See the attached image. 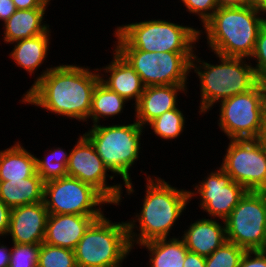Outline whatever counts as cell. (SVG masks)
Returning <instances> with one entry per match:
<instances>
[{"mask_svg":"<svg viewBox=\"0 0 266 267\" xmlns=\"http://www.w3.org/2000/svg\"><path fill=\"white\" fill-rule=\"evenodd\" d=\"M264 14L266 13L246 5L219 7L202 26L205 30H199V37L206 34L207 47L214 54L248 60L266 22Z\"/></svg>","mask_w":266,"mask_h":267,"instance_id":"cell-3","label":"cell"},{"mask_svg":"<svg viewBox=\"0 0 266 267\" xmlns=\"http://www.w3.org/2000/svg\"><path fill=\"white\" fill-rule=\"evenodd\" d=\"M145 176L146 193L141 211L127 220L132 249L148 241L169 238L173 226L190 203L189 190L177 189L161 177Z\"/></svg>","mask_w":266,"mask_h":267,"instance_id":"cell-2","label":"cell"},{"mask_svg":"<svg viewBox=\"0 0 266 267\" xmlns=\"http://www.w3.org/2000/svg\"><path fill=\"white\" fill-rule=\"evenodd\" d=\"M264 196H265V199H266V189L264 191H262Z\"/></svg>","mask_w":266,"mask_h":267,"instance_id":"cell-43","label":"cell"},{"mask_svg":"<svg viewBox=\"0 0 266 267\" xmlns=\"http://www.w3.org/2000/svg\"><path fill=\"white\" fill-rule=\"evenodd\" d=\"M140 76L145 87L187 85L191 60L197 52H146L138 49H115Z\"/></svg>","mask_w":266,"mask_h":267,"instance_id":"cell-9","label":"cell"},{"mask_svg":"<svg viewBox=\"0 0 266 267\" xmlns=\"http://www.w3.org/2000/svg\"><path fill=\"white\" fill-rule=\"evenodd\" d=\"M128 101L110 90L106 85L99 81L94 89L92 96L91 111L89 119L93 125L100 124L101 118L115 117L121 115Z\"/></svg>","mask_w":266,"mask_h":267,"instance_id":"cell-25","label":"cell"},{"mask_svg":"<svg viewBox=\"0 0 266 267\" xmlns=\"http://www.w3.org/2000/svg\"><path fill=\"white\" fill-rule=\"evenodd\" d=\"M115 49H138L146 52H194L201 39L193 26L151 19L116 26ZM194 49V50H193Z\"/></svg>","mask_w":266,"mask_h":267,"instance_id":"cell-5","label":"cell"},{"mask_svg":"<svg viewBox=\"0 0 266 267\" xmlns=\"http://www.w3.org/2000/svg\"><path fill=\"white\" fill-rule=\"evenodd\" d=\"M250 59L252 62L254 60L257 63L253 68L259 78L266 80V22L258 34L253 53L248 61H251Z\"/></svg>","mask_w":266,"mask_h":267,"instance_id":"cell-32","label":"cell"},{"mask_svg":"<svg viewBox=\"0 0 266 267\" xmlns=\"http://www.w3.org/2000/svg\"><path fill=\"white\" fill-rule=\"evenodd\" d=\"M17 9L48 8L42 0H13Z\"/></svg>","mask_w":266,"mask_h":267,"instance_id":"cell-37","label":"cell"},{"mask_svg":"<svg viewBox=\"0 0 266 267\" xmlns=\"http://www.w3.org/2000/svg\"><path fill=\"white\" fill-rule=\"evenodd\" d=\"M219 7L244 6L245 0H217Z\"/></svg>","mask_w":266,"mask_h":267,"instance_id":"cell-40","label":"cell"},{"mask_svg":"<svg viewBox=\"0 0 266 267\" xmlns=\"http://www.w3.org/2000/svg\"><path fill=\"white\" fill-rule=\"evenodd\" d=\"M45 4H47V5H50L49 3H51L50 1L51 0H42Z\"/></svg>","mask_w":266,"mask_h":267,"instance_id":"cell-42","label":"cell"},{"mask_svg":"<svg viewBox=\"0 0 266 267\" xmlns=\"http://www.w3.org/2000/svg\"><path fill=\"white\" fill-rule=\"evenodd\" d=\"M258 142L261 144L262 148L266 151V121L262 127L260 134L257 138Z\"/></svg>","mask_w":266,"mask_h":267,"instance_id":"cell-41","label":"cell"},{"mask_svg":"<svg viewBox=\"0 0 266 267\" xmlns=\"http://www.w3.org/2000/svg\"><path fill=\"white\" fill-rule=\"evenodd\" d=\"M214 55L219 58V65L208 63L198 54L191 60V69L200 81L198 112L201 115L209 113L218 102L251 90L261 80L246 58Z\"/></svg>","mask_w":266,"mask_h":267,"instance_id":"cell-4","label":"cell"},{"mask_svg":"<svg viewBox=\"0 0 266 267\" xmlns=\"http://www.w3.org/2000/svg\"><path fill=\"white\" fill-rule=\"evenodd\" d=\"M220 167L247 191L266 189V151L257 139H229Z\"/></svg>","mask_w":266,"mask_h":267,"instance_id":"cell-12","label":"cell"},{"mask_svg":"<svg viewBox=\"0 0 266 267\" xmlns=\"http://www.w3.org/2000/svg\"><path fill=\"white\" fill-rule=\"evenodd\" d=\"M219 104L218 128L228 139H257L266 121V80Z\"/></svg>","mask_w":266,"mask_h":267,"instance_id":"cell-8","label":"cell"},{"mask_svg":"<svg viewBox=\"0 0 266 267\" xmlns=\"http://www.w3.org/2000/svg\"><path fill=\"white\" fill-rule=\"evenodd\" d=\"M176 109L164 112L162 115L152 120L147 126H150L152 133L164 140L177 139L185 130L186 118L183 112Z\"/></svg>","mask_w":266,"mask_h":267,"instance_id":"cell-27","label":"cell"},{"mask_svg":"<svg viewBox=\"0 0 266 267\" xmlns=\"http://www.w3.org/2000/svg\"><path fill=\"white\" fill-rule=\"evenodd\" d=\"M11 208L0 199V238H6L10 223Z\"/></svg>","mask_w":266,"mask_h":267,"instance_id":"cell-34","label":"cell"},{"mask_svg":"<svg viewBox=\"0 0 266 267\" xmlns=\"http://www.w3.org/2000/svg\"><path fill=\"white\" fill-rule=\"evenodd\" d=\"M43 202L49 214L82 216H104L102 207L111 205L94 187L70 176L44 183Z\"/></svg>","mask_w":266,"mask_h":267,"instance_id":"cell-10","label":"cell"},{"mask_svg":"<svg viewBox=\"0 0 266 267\" xmlns=\"http://www.w3.org/2000/svg\"><path fill=\"white\" fill-rule=\"evenodd\" d=\"M11 244L9 267H37L40 245Z\"/></svg>","mask_w":266,"mask_h":267,"instance_id":"cell-30","label":"cell"},{"mask_svg":"<svg viewBox=\"0 0 266 267\" xmlns=\"http://www.w3.org/2000/svg\"><path fill=\"white\" fill-rule=\"evenodd\" d=\"M226 238L246 251L266 250V199L247 191L225 220Z\"/></svg>","mask_w":266,"mask_h":267,"instance_id":"cell-11","label":"cell"},{"mask_svg":"<svg viewBox=\"0 0 266 267\" xmlns=\"http://www.w3.org/2000/svg\"><path fill=\"white\" fill-rule=\"evenodd\" d=\"M222 223L206 217L191 222L181 236L188 251L207 257L221 247L227 241L225 221Z\"/></svg>","mask_w":266,"mask_h":267,"instance_id":"cell-19","label":"cell"},{"mask_svg":"<svg viewBox=\"0 0 266 267\" xmlns=\"http://www.w3.org/2000/svg\"><path fill=\"white\" fill-rule=\"evenodd\" d=\"M239 267H266V250L245 251Z\"/></svg>","mask_w":266,"mask_h":267,"instance_id":"cell-33","label":"cell"},{"mask_svg":"<svg viewBox=\"0 0 266 267\" xmlns=\"http://www.w3.org/2000/svg\"><path fill=\"white\" fill-rule=\"evenodd\" d=\"M47 8L17 9L10 18L3 23V41L11 44L18 40L32 38L46 33L50 28L46 24L45 12Z\"/></svg>","mask_w":266,"mask_h":267,"instance_id":"cell-20","label":"cell"},{"mask_svg":"<svg viewBox=\"0 0 266 267\" xmlns=\"http://www.w3.org/2000/svg\"><path fill=\"white\" fill-rule=\"evenodd\" d=\"M105 216L95 220L76 245L77 267H122L133 250L127 221L113 222Z\"/></svg>","mask_w":266,"mask_h":267,"instance_id":"cell-7","label":"cell"},{"mask_svg":"<svg viewBox=\"0 0 266 267\" xmlns=\"http://www.w3.org/2000/svg\"><path fill=\"white\" fill-rule=\"evenodd\" d=\"M88 129L84 135L94 145L104 165L111 174L122 178L126 195L133 194L135 190L130 171L140 157V140L145 129L136 120L109 126L97 124Z\"/></svg>","mask_w":266,"mask_h":267,"instance_id":"cell-6","label":"cell"},{"mask_svg":"<svg viewBox=\"0 0 266 267\" xmlns=\"http://www.w3.org/2000/svg\"><path fill=\"white\" fill-rule=\"evenodd\" d=\"M194 184L195 188L190 191V201L193 197L200 198V208L208 214V217L225 221L239 200L247 190L232 180L221 167L211 171L203 180ZM196 192V193H195ZM199 194V195H198Z\"/></svg>","mask_w":266,"mask_h":267,"instance_id":"cell-14","label":"cell"},{"mask_svg":"<svg viewBox=\"0 0 266 267\" xmlns=\"http://www.w3.org/2000/svg\"><path fill=\"white\" fill-rule=\"evenodd\" d=\"M183 267H206V258L197 253L187 251Z\"/></svg>","mask_w":266,"mask_h":267,"instance_id":"cell-35","label":"cell"},{"mask_svg":"<svg viewBox=\"0 0 266 267\" xmlns=\"http://www.w3.org/2000/svg\"><path fill=\"white\" fill-rule=\"evenodd\" d=\"M51 29L41 35L11 43L14 48L9 57L31 76L44 64L51 44ZM38 68V69H37Z\"/></svg>","mask_w":266,"mask_h":267,"instance_id":"cell-21","label":"cell"},{"mask_svg":"<svg viewBox=\"0 0 266 267\" xmlns=\"http://www.w3.org/2000/svg\"><path fill=\"white\" fill-rule=\"evenodd\" d=\"M24 147L17 141L0 150V181L21 180L36 173V156Z\"/></svg>","mask_w":266,"mask_h":267,"instance_id":"cell-23","label":"cell"},{"mask_svg":"<svg viewBox=\"0 0 266 267\" xmlns=\"http://www.w3.org/2000/svg\"><path fill=\"white\" fill-rule=\"evenodd\" d=\"M49 212L44 202L11 209L8 233L12 243L40 245L44 242Z\"/></svg>","mask_w":266,"mask_h":267,"instance_id":"cell-15","label":"cell"},{"mask_svg":"<svg viewBox=\"0 0 266 267\" xmlns=\"http://www.w3.org/2000/svg\"><path fill=\"white\" fill-rule=\"evenodd\" d=\"M69 156L62 147L51 148L41 159L36 156V173L44 183L67 176Z\"/></svg>","mask_w":266,"mask_h":267,"instance_id":"cell-26","label":"cell"},{"mask_svg":"<svg viewBox=\"0 0 266 267\" xmlns=\"http://www.w3.org/2000/svg\"><path fill=\"white\" fill-rule=\"evenodd\" d=\"M37 267H77L74 250L40 244Z\"/></svg>","mask_w":266,"mask_h":267,"instance_id":"cell-28","label":"cell"},{"mask_svg":"<svg viewBox=\"0 0 266 267\" xmlns=\"http://www.w3.org/2000/svg\"><path fill=\"white\" fill-rule=\"evenodd\" d=\"M182 1V2H181ZM189 14L196 15L202 26L213 16V13L219 8L217 0H180Z\"/></svg>","mask_w":266,"mask_h":267,"instance_id":"cell-31","label":"cell"},{"mask_svg":"<svg viewBox=\"0 0 266 267\" xmlns=\"http://www.w3.org/2000/svg\"><path fill=\"white\" fill-rule=\"evenodd\" d=\"M112 54V61L108 65L103 66L102 69L101 67L100 69L98 68V72L101 73L103 71L101 74L99 73L100 81L127 101H135L132 104V106H135L140 100L145 86L129 62L114 48Z\"/></svg>","mask_w":266,"mask_h":267,"instance_id":"cell-17","label":"cell"},{"mask_svg":"<svg viewBox=\"0 0 266 267\" xmlns=\"http://www.w3.org/2000/svg\"><path fill=\"white\" fill-rule=\"evenodd\" d=\"M139 247L149 252V267H183L187 247L179 236L172 238L155 239L145 242Z\"/></svg>","mask_w":266,"mask_h":267,"instance_id":"cell-24","label":"cell"},{"mask_svg":"<svg viewBox=\"0 0 266 267\" xmlns=\"http://www.w3.org/2000/svg\"><path fill=\"white\" fill-rule=\"evenodd\" d=\"M245 249L226 241L206 258V267H239Z\"/></svg>","mask_w":266,"mask_h":267,"instance_id":"cell-29","label":"cell"},{"mask_svg":"<svg viewBox=\"0 0 266 267\" xmlns=\"http://www.w3.org/2000/svg\"><path fill=\"white\" fill-rule=\"evenodd\" d=\"M69 161L67 164V176L74 177L89 184L98 190L111 205L119 206L123 199V184H108L114 179V175L109 176V169L104 165L102 159L91 141L83 134L77 138V142L70 150ZM122 194V195H121Z\"/></svg>","mask_w":266,"mask_h":267,"instance_id":"cell-13","label":"cell"},{"mask_svg":"<svg viewBox=\"0 0 266 267\" xmlns=\"http://www.w3.org/2000/svg\"><path fill=\"white\" fill-rule=\"evenodd\" d=\"M101 217L103 216L49 214L44 243L74 250L89 226Z\"/></svg>","mask_w":266,"mask_h":267,"instance_id":"cell-18","label":"cell"},{"mask_svg":"<svg viewBox=\"0 0 266 267\" xmlns=\"http://www.w3.org/2000/svg\"><path fill=\"white\" fill-rule=\"evenodd\" d=\"M16 10L13 0H0V21L5 23Z\"/></svg>","mask_w":266,"mask_h":267,"instance_id":"cell-36","label":"cell"},{"mask_svg":"<svg viewBox=\"0 0 266 267\" xmlns=\"http://www.w3.org/2000/svg\"><path fill=\"white\" fill-rule=\"evenodd\" d=\"M245 5L266 13V0H245Z\"/></svg>","mask_w":266,"mask_h":267,"instance_id":"cell-39","label":"cell"},{"mask_svg":"<svg viewBox=\"0 0 266 267\" xmlns=\"http://www.w3.org/2000/svg\"><path fill=\"white\" fill-rule=\"evenodd\" d=\"M90 69L75 64L51 65L39 73L20 102L88 124L93 92L100 81L98 68Z\"/></svg>","mask_w":266,"mask_h":267,"instance_id":"cell-1","label":"cell"},{"mask_svg":"<svg viewBox=\"0 0 266 267\" xmlns=\"http://www.w3.org/2000/svg\"><path fill=\"white\" fill-rule=\"evenodd\" d=\"M188 85H154L144 88L138 103L134 106L135 120L146 129L147 125L164 112L178 107V95L187 96Z\"/></svg>","mask_w":266,"mask_h":267,"instance_id":"cell-16","label":"cell"},{"mask_svg":"<svg viewBox=\"0 0 266 267\" xmlns=\"http://www.w3.org/2000/svg\"><path fill=\"white\" fill-rule=\"evenodd\" d=\"M44 182L35 173L21 180L0 181V199L11 209L43 202Z\"/></svg>","mask_w":266,"mask_h":267,"instance_id":"cell-22","label":"cell"},{"mask_svg":"<svg viewBox=\"0 0 266 267\" xmlns=\"http://www.w3.org/2000/svg\"><path fill=\"white\" fill-rule=\"evenodd\" d=\"M0 242V267H9L11 249Z\"/></svg>","mask_w":266,"mask_h":267,"instance_id":"cell-38","label":"cell"}]
</instances>
